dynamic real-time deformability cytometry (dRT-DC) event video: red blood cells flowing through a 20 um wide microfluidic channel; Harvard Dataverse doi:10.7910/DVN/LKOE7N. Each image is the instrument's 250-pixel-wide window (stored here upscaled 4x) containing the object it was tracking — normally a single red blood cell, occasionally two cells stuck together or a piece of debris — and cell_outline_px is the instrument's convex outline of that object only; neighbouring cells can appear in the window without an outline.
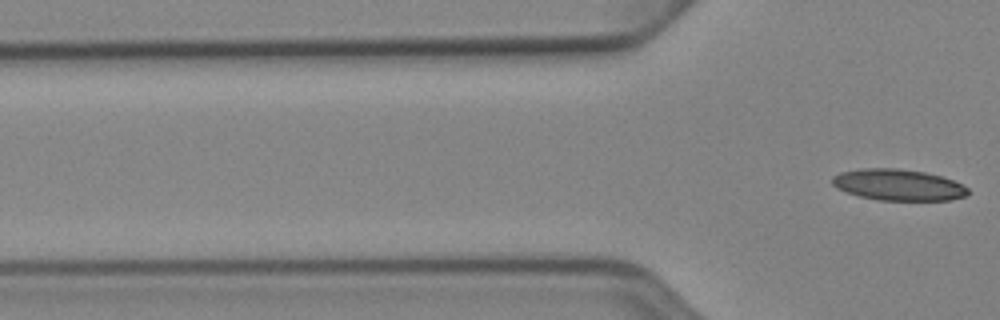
{"species": "Egyptian fruit bat (a non-hibernating species)", "species_latin": "Rousettus aegyptiacus", "temperature_condition": "cold", "stored_images_in_passage": 2, "camera_frame_rate_fps": 3000, "um_per_image_px": 0.085, "animal": {"sex": "female"}, "frame": {"image": 1, "passage_image": 2, "time_ms": 0.333, "image_size_px": [1000, 320], "cell_outline_px": [[968, 196], [952, 200], [880, 200], [860, 196], [836, 188], [832, 184], [832, 176], [840, 172], [864, 168], [896, 168], [924, 172], [940, 176], [952, 180], [968, 188]], "centroid_in_image_um": [76.35, 15.71], "position_along_channel_um": 49.5, "area_um2": 24.62}}